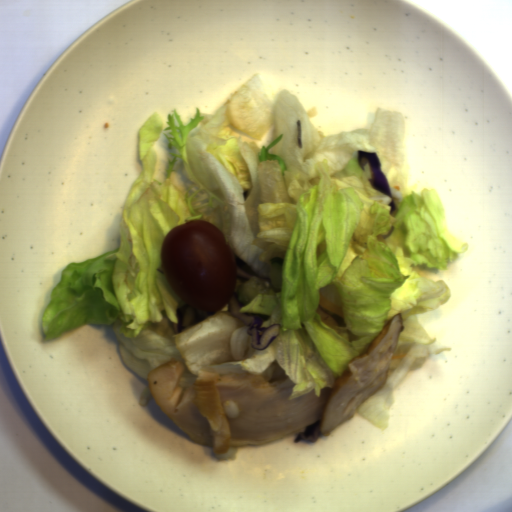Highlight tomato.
Listing matches in <instances>:
<instances>
[{
    "instance_id": "obj_1",
    "label": "tomato",
    "mask_w": 512,
    "mask_h": 512,
    "mask_svg": "<svg viewBox=\"0 0 512 512\" xmlns=\"http://www.w3.org/2000/svg\"><path fill=\"white\" fill-rule=\"evenodd\" d=\"M161 261L174 292L196 308L219 311L234 294L235 256L223 232L210 222L192 220L171 228Z\"/></svg>"
}]
</instances>
